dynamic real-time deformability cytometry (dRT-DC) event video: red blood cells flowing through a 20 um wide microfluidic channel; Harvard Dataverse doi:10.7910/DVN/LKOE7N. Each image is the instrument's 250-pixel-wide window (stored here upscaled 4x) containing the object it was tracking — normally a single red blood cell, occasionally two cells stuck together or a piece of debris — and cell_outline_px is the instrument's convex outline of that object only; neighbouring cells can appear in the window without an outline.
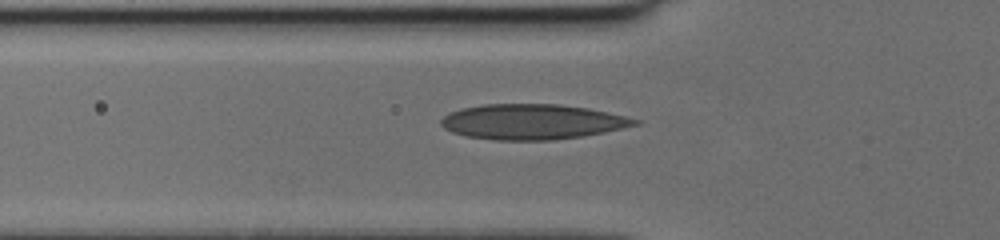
{"species": "human", "species_latin": "Homo sapiens", "temperature_condition": "cold", "stored_images_in_passage": 34, "camera_frame_rate_fps": 3000, "um_per_image_px": 0.085, "donor": {"sex": "female"}, "frame": {"image": 1, "passage_image": 6, "time_ms": 1.667, "image_size_px": [1000, 240], "cell_outline_px": [[640, 124], [604, 132], [580, 136], [552, 140], [496, 140], [468, 136], [452, 132], [444, 128], [440, 124], [440, 120], [448, 112], [460, 108], [484, 104], [560, 104], [588, 108], [608, 112], [640, 120]], "centroid_in_image_um": [45.21, 10.34], "position_along_channel_um": 80.6, "area_um2": 39.77}}
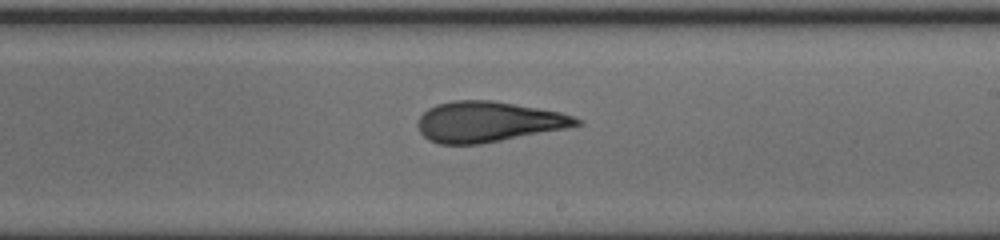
{"frame": {"image": 2, "passage_image": 18, "time_ms": 5.667, "image_size_px": [1000, 240], "cell_outline_px": [[584, 124], [564, 128], [480, 144], [440, 144], [428, 140], [420, 132], [416, 124], [420, 116], [428, 108], [436, 104], [452, 100], [492, 100], [560, 112], [572, 116], [580, 120]], "centroid_in_image_um": [41.43, 10.34], "position_along_channel_um": 247.6, "area_um2": 37.17}}
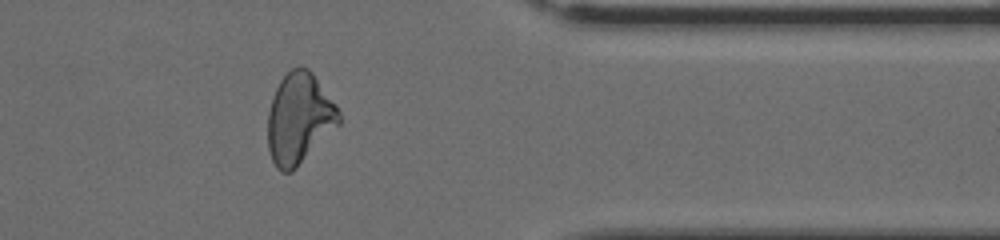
{"frame": {"image": 3, "passage_image": 29, "time_ms": 9.333, "image_size_px": [1000, 240], "cell_outline_px": [[340, 124], [292, 172], [280, 172], [276, 168], [272, 160], [268, 148], [268, 112], [272, 96], [280, 80], [292, 68], [308, 68], [312, 72], [336, 104], [340, 112]], "centroid_in_image_um": [25.43, 10.09], "position_along_channel_um": 386.0, "area_um2": 37.57}}